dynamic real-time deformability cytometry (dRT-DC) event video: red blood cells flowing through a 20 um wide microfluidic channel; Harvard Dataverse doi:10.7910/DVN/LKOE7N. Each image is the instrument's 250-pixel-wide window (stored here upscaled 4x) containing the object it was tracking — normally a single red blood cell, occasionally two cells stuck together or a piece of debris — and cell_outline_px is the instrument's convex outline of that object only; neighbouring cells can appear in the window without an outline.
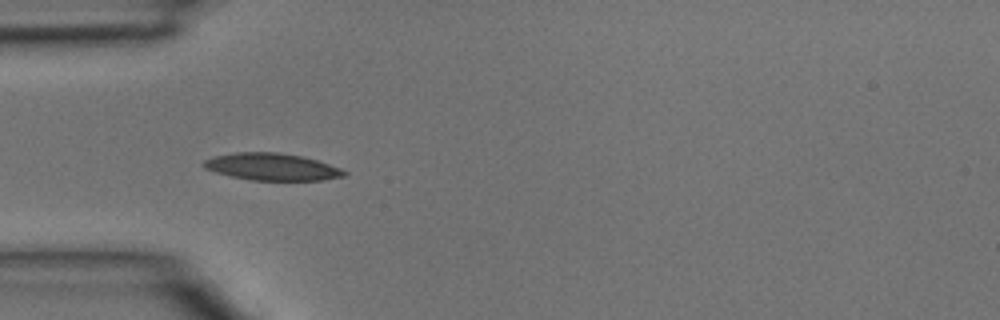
{"species": "common noctule bat (a hibernating species)", "species_latin": "Nyctalus noctula", "temperature_condition": "room temperature", "stored_images_in_passage": 4, "camera_frame_rate_fps": 3000, "um_per_image_px": 0.085, "animal": {"sex": "male", "body_mass_g": 15.6}, "frame": {"image": 1, "passage_image": 3, "time_ms": 0.667, "image_size_px": [1000, 320], "cell_outline_px": [[348, 176], [320, 180], [252, 180], [232, 176], [216, 172], [204, 168], [200, 164], [204, 160], [212, 156], [236, 152], [276, 152], [300, 156], [316, 160], [340, 168], [348, 172]], "centroid_in_image_um": [23.09, 14.18], "position_along_channel_um": 61.9, "area_um2": 22.14}}